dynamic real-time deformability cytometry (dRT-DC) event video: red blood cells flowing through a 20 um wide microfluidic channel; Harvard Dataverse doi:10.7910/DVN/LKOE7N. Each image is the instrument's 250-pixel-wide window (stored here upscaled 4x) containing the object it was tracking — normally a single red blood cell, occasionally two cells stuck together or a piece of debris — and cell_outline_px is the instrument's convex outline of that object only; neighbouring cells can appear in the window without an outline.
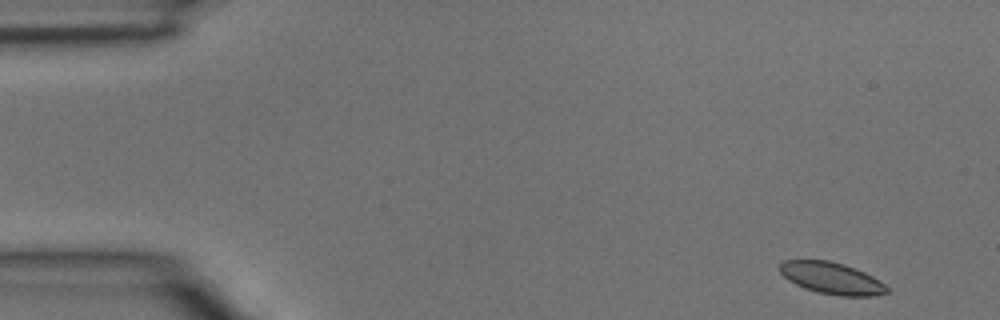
{"species": "common noctule bat (a hibernating species)", "species_latin": "Nyctalus noctula", "temperature_condition": "room temperature", "stored_images_in_passage": 4, "camera_frame_rate_fps": 3000, "um_per_image_px": 0.085, "animal": {"sex": "male", "body_mass_g": 15.6}, "frame": {"image": 1, "passage_image": 1, "time_ms": 0.0, "image_size_px": [1000, 320], "cell_outline_px": [[888, 292], [872, 296], [840, 296], [816, 292], [804, 288], [788, 280], [780, 272], [780, 264], [784, 260], [828, 260], [844, 264], [864, 272], [880, 280], [888, 288]], "centroid_in_image_um": [70.69, 23.65], "position_along_channel_um": 14.3, "area_um2": 19.77}}